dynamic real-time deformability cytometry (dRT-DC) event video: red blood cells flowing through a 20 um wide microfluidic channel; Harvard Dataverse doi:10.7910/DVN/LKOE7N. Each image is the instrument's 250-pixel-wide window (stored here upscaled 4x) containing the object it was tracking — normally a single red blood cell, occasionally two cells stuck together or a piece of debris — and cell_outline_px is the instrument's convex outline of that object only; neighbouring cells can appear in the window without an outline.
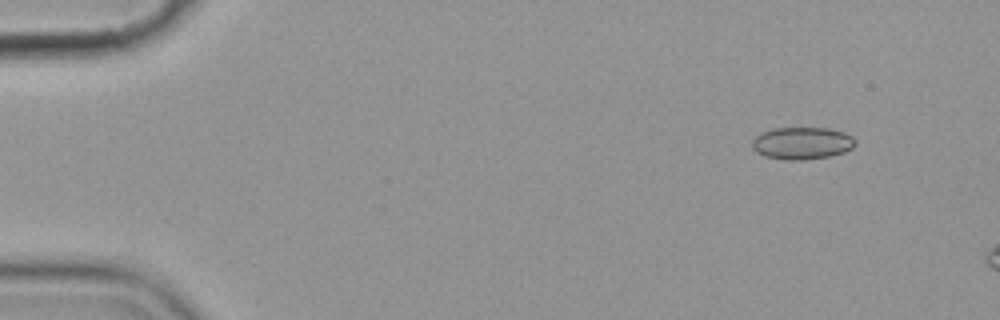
{"species": "common noctule bat (a hibernating species)", "species_latin": "Nyctalus noctula", "temperature_condition": "cold", "stored_images_in_passage": 4, "camera_frame_rate_fps": 3000, "um_per_image_px": 0.085, "animal": {"sex": "female", "body_mass_g": 19.9}, "frame": {"image": 1, "passage_image": 2, "time_ms": 1.333, "image_size_px": [1000, 320], "cell_outline_px": [[856, 144], [852, 148], [844, 152], [828, 156], [804, 160], [788, 160], [764, 156], [756, 152], [752, 148], [752, 140], [760, 132], [772, 128], [828, 128], [844, 132], [852, 136], [856, 140]], "centroid_in_image_um": [68.16, 12.16], "position_along_channel_um": 16.8, "area_um2": 19.54}}